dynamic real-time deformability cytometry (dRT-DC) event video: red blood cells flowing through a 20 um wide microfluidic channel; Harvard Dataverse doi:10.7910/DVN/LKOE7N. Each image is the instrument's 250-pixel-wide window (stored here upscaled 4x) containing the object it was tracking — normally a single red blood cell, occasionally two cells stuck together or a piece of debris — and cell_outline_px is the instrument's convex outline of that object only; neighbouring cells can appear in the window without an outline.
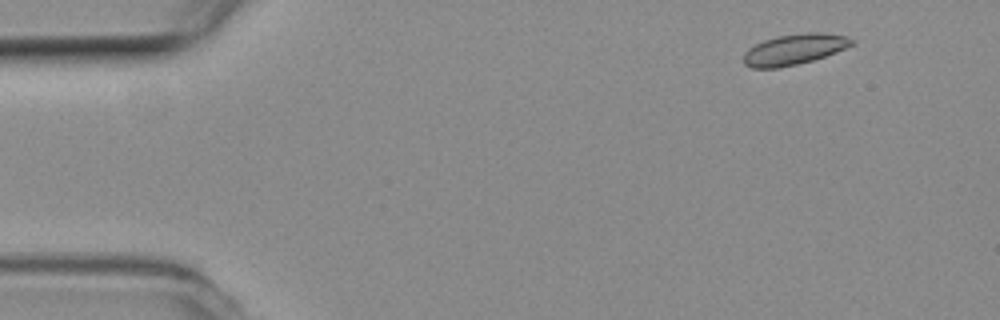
{"species": "common noctule bat (a hibernating species)", "species_latin": "Nyctalus noctula", "temperature_condition": "room temperature", "stored_images_in_passage": 51, "camera_frame_rate_fps": 3000, "um_per_image_px": 0.085, "animal": {"sex": "female", "body_mass_g": 19.3, "forearm_length_mm": 54.1}, "frame": {"image": 1, "passage_image": 1, "time_ms": 0.0, "image_size_px": [1000, 320], "cell_outline_px": [[856, 44], [824, 56], [812, 60], [796, 64], [776, 68], [752, 68], [744, 64], [744, 52], [748, 48], [764, 40], [776, 36], [804, 32], [820, 32], [844, 36], [856, 40]], "centroid_in_image_um": [67.51, 4.18], "position_along_channel_um": 17.5, "area_um2": 19.31}}
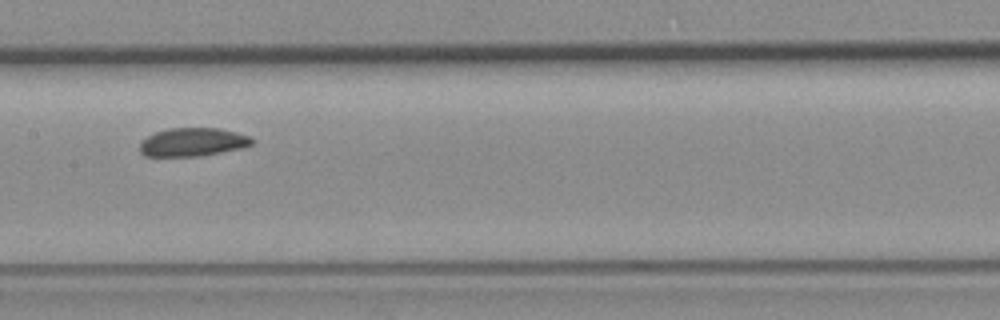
{"frame": {"image": 2, "passage_image": 23, "time_ms": 7.333, "image_size_px": [1000, 320], "cell_outline_px": [[252, 144], [240, 148], [200, 156], [144, 156], [140, 152], [140, 140], [156, 132], [168, 128], [220, 128], [236, 132], [248, 136], [252, 140]], "centroid_in_image_um": [16.33, 12.07], "position_along_channel_um": 191.1, "area_um2": 18.44}}
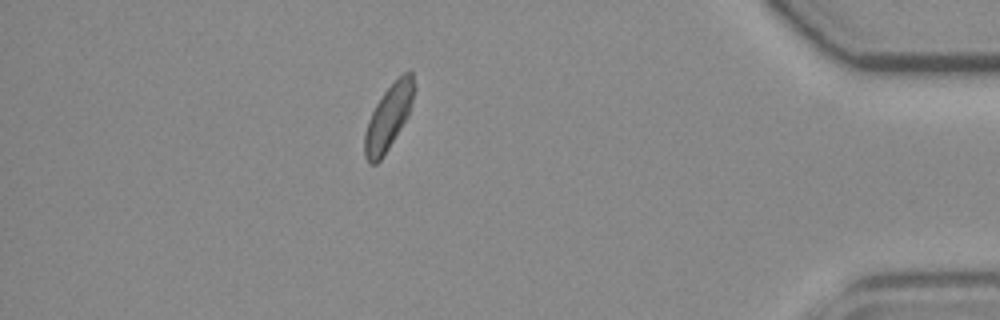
{"frame": {"image": 3, "passage_image": 44, "time_ms": 14.333, "image_size_px": [1000, 320], "cell_outline_px": [[416, 88], [408, 116], [388, 148], [380, 160], [376, 164], [368, 164], [364, 156], [364, 132], [368, 120], [376, 104], [384, 92], [404, 72], [412, 72]], "centroid_in_image_um": [33.01, 9.98], "position_along_channel_um": 402.2, "area_um2": 18.55}}